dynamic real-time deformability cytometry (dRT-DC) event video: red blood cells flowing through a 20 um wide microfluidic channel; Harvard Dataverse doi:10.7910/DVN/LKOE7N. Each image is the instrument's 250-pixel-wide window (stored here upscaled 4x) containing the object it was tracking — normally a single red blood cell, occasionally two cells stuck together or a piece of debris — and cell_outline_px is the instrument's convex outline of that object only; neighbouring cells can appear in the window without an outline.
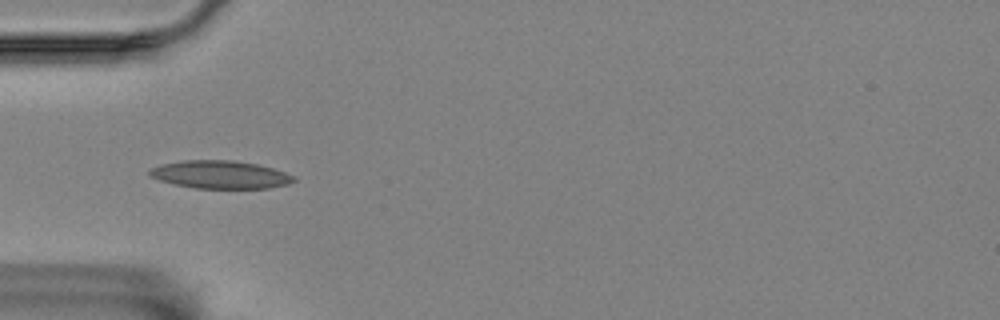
{"species": "Egyptian fruit bat (a non-hibernating species)", "species_latin": "Rousettus aegyptiacus", "temperature_condition": "room temperature", "stored_images_in_passage": 5, "camera_frame_rate_fps": 3000, "um_per_image_px": 0.085, "animal": {"sex": "female"}, "frame": {"image": 1, "passage_image": 3, "time_ms": 5.0, "image_size_px": [1000, 320], "cell_outline_px": [[296, 180], [288, 184], [268, 188], [196, 188], [176, 184], [160, 180], [148, 176], [148, 172], [152, 168], [160, 164], [180, 160], [232, 160], [256, 164], [272, 168], [284, 172], [292, 176]], "centroid_in_image_um": [18.68, 14.83], "position_along_channel_um": 66.3, "area_um2": 23.29}}
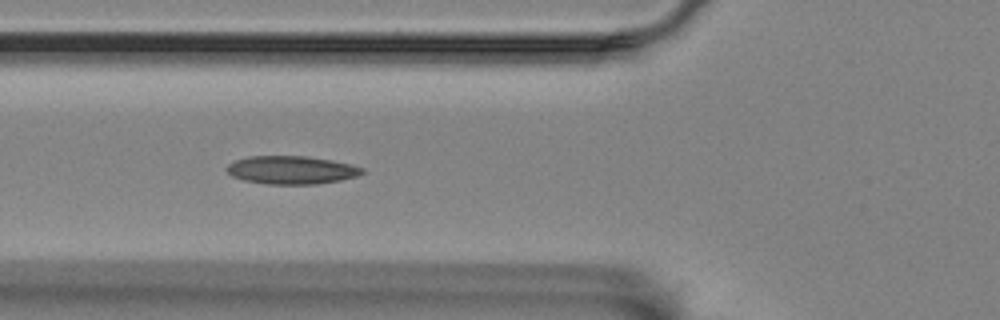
{"frame": {"image": 2, "passage_image": 4, "time_ms": 6.0, "image_size_px": [1000, 320], "cell_outline_px": [[364, 172], [356, 176], [340, 180], [316, 184], [268, 184], [244, 180], [232, 176], [224, 168], [228, 164], [236, 160], [248, 156], [308, 156], [332, 160], [364, 168]], "centroid_in_image_um": [24.74, 14.44], "position_along_channel_um": 101.1, "area_um2": 22.14}}